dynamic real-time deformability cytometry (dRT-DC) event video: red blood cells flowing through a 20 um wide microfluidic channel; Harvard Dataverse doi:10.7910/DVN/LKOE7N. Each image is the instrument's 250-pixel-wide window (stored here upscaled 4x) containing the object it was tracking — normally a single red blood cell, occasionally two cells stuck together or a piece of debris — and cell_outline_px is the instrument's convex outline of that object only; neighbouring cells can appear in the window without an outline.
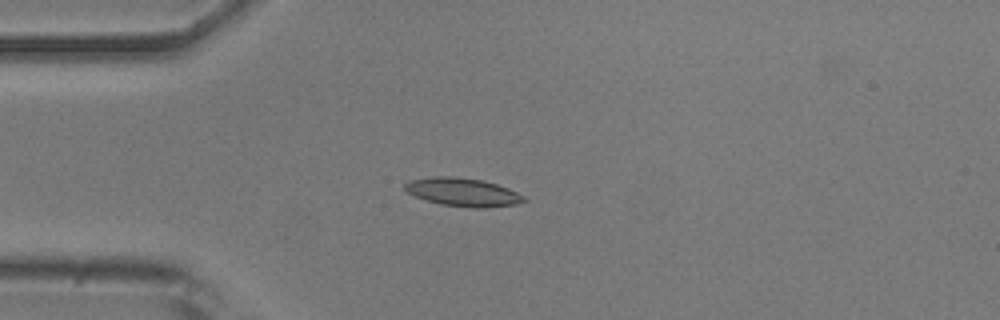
{"species": "common noctule bat (a hibernating species)", "species_latin": "Nyctalus noctula", "temperature_condition": "room temperature", "stored_images_in_passage": 52, "camera_frame_rate_fps": 3000, "um_per_image_px": 0.085, "animal": {"sex": "male", "body_mass_g": 20.5, "forearm_length_mm": 52.5}, "frame": {"image": 1, "passage_image": 13, "time_ms": 4.0, "image_size_px": [1000, 320], "cell_outline_px": [[528, 200], [516, 204], [484, 208], [472, 208], [440, 204], [416, 196], [408, 192], [404, 188], [404, 184], [412, 180], [432, 176], [452, 176], [484, 180], [508, 188], [524, 196]], "centroid_in_image_um": [39.37, 16.33], "position_along_channel_um": 45.6, "area_um2": 19.54}}
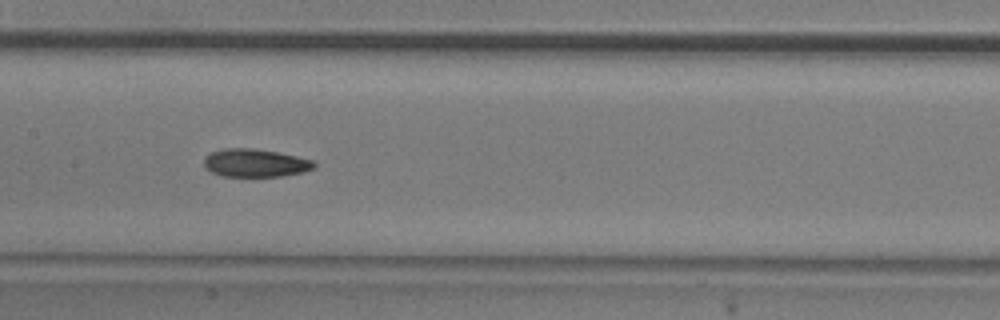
{"frame": {"image": 2, "passage_image": 25, "time_ms": 8.0, "image_size_px": [1000, 320], "cell_outline_px": [[316, 168], [304, 172], [280, 176], [220, 176], [212, 172], [204, 164], [204, 160], [212, 152], [224, 148], [252, 148], [276, 152], [316, 160]], "centroid_in_image_um": [21.76, 13.85], "position_along_channel_um": 185.6, "area_um2": 17.92}}
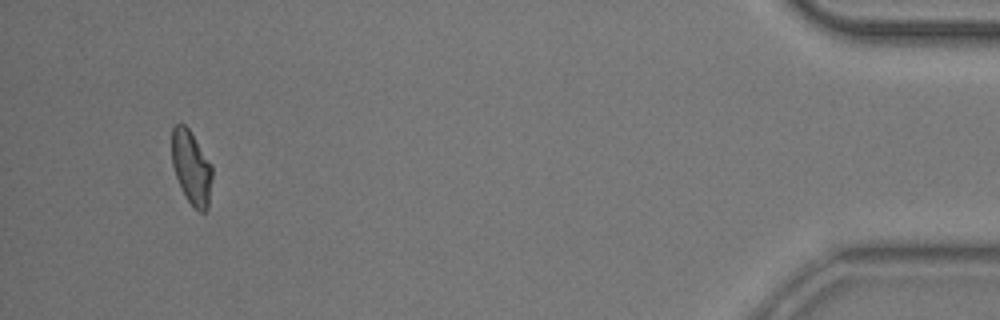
{"frame": {"image": 3, "passage_image": 49, "time_ms": 16.0, "image_size_px": [1000, 320], "cell_outline_px": [[212, 176], [208, 208], [204, 212], [200, 212], [188, 200], [176, 176], [172, 164], [172, 128], [176, 124], [184, 124], [188, 128], [212, 164]], "centroid_in_image_um": [16.28, 14.22], "position_along_channel_um": 418.9, "area_um2": 17.05}, "authors_computed_cell_mechanics": {"area_um2": 17.9469, "velocity_mm_per_s": 3.8642, "shape_relaxation_time_tau1_ms": 5.2169, "shape_relaxation_time_tau2_ms": 4.6008, "deformation_change_tau1": 0.1467, "deformation_change_tau2": 0.1}}